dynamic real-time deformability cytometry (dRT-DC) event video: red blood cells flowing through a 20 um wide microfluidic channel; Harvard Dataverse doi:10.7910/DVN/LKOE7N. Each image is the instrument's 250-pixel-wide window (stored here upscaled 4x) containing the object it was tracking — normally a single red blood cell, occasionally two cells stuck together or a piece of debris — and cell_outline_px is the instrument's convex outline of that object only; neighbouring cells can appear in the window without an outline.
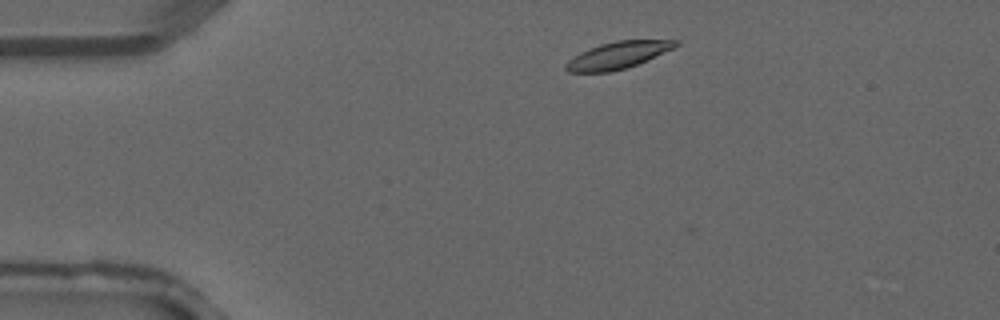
{"species": "common noctule bat (a hibernating species)", "species_latin": "Nyctalus noctula", "temperature_condition": "warm", "stored_images_in_passage": 2, "camera_frame_rate_fps": 3000, "um_per_image_px": 0.085, "animal": {"sex": "male", "forearm_length_mm": 52.5}, "frame": {"image": 1, "passage_image": 1, "time_ms": 0.0, "image_size_px": [1000, 320], "cell_outline_px": [[680, 44], [672, 48], [636, 64], [624, 68], [608, 72], [568, 72], [564, 68], [564, 64], [568, 60], [580, 52], [588, 48], [600, 44], [616, 40], [680, 40]], "centroid_in_image_um": [52.45, 4.68], "position_along_channel_um": 32.5, "area_um2": 16.99}}